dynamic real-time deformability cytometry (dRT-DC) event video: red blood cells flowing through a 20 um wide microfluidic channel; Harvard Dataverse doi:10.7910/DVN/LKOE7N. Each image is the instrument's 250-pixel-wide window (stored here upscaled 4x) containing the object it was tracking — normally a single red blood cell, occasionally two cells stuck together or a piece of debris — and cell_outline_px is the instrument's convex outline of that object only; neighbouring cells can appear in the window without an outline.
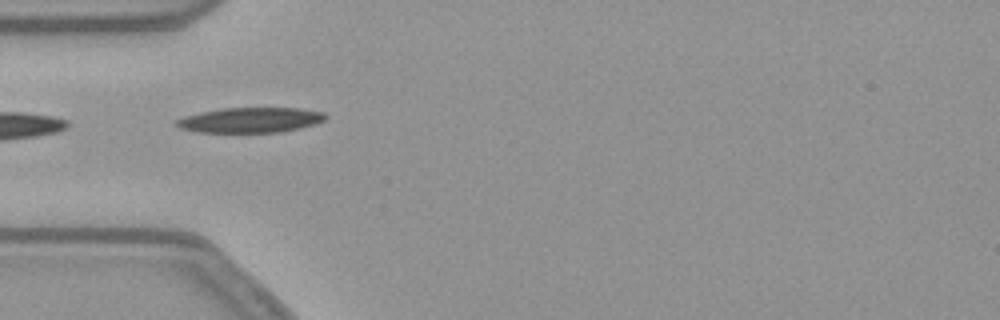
{"species": "common noctule bat (a hibernating species)", "species_latin": "Nyctalus noctula", "temperature_condition": "warm", "stored_images_in_passage": 38, "camera_frame_rate_fps": 3000, "um_per_image_px": 0.085, "animal": {"sex": "female", "body_mass_g": 21.9}, "frame": {"image": 1, "passage_image": 1, "time_ms": 0.0, "image_size_px": [1000, 320], "cell_outline_px": [[328, 116], [324, 120], [300, 128], [280, 132], [196, 132], [180, 128], [176, 124], [176, 120], [184, 116], [200, 112], [224, 108], [300, 108], [324, 112]], "centroid_in_image_um": [21.28, 10.2], "position_along_channel_um": 63.7, "area_um2": 21.73}}
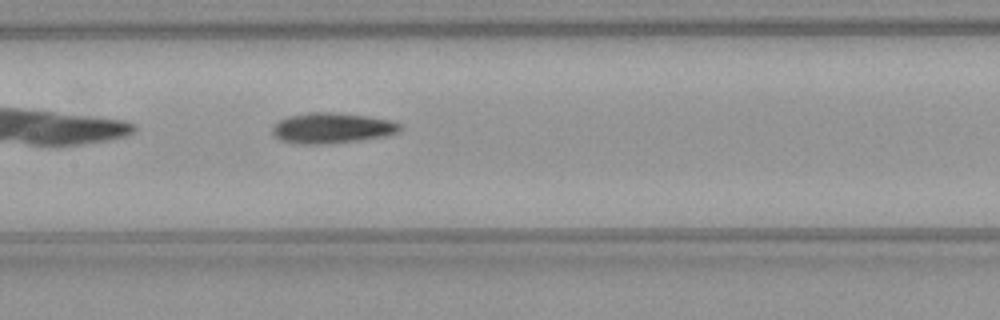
{"frame": {"image": 2, "passage_image": 10, "time_ms": 3.0, "image_size_px": [1000, 320], "cell_outline_px": [[400, 128], [396, 132], [384, 136], [356, 140], [316, 144], [296, 144], [280, 140], [272, 132], [272, 128], [280, 120], [288, 116], [308, 112], [332, 112], [368, 116], [388, 120], [400, 124]], "centroid_in_image_um": [28.16, 10.87], "position_along_channel_um": 179.2, "area_um2": 22.25}}
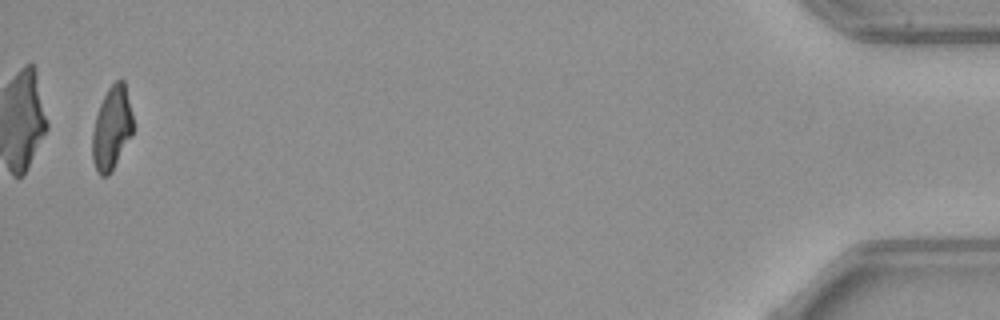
{"frame": {"image": 3, "passage_image": 37, "time_ms": 12.0, "image_size_px": [1000, 320], "cell_outline_px": [[132, 136], [112, 172], [108, 176], [100, 176], [96, 172], [92, 160], [92, 132], [96, 116], [100, 104], [108, 88], [116, 80], [124, 80], [132, 112]], "centroid_in_image_um": [9.49, 10.94], "position_along_channel_um": 425.7, "area_um2": 19.94}, "authors_computed_cell_mechanics": {"area_um2": 21.7617, "velocity_mm_per_s": 3.8173, "shape_relaxation_time_tau1_ms": 4.0855, "shape_relaxation_time_tau2_ms": 5.0392, "deformation_change_tau1": 0.1652, "deformation_change_tau2": 0.1454}}